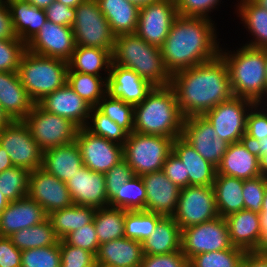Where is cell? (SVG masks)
Wrapping results in <instances>:
<instances>
[{"label":"cell","mask_w":267,"mask_h":267,"mask_svg":"<svg viewBox=\"0 0 267 267\" xmlns=\"http://www.w3.org/2000/svg\"><path fill=\"white\" fill-rule=\"evenodd\" d=\"M146 203V190L141 176L134 175L125 184H122L117 196L109 206L127 211L144 210Z\"/></svg>","instance_id":"60d3db41"},{"label":"cell","mask_w":267,"mask_h":267,"mask_svg":"<svg viewBox=\"0 0 267 267\" xmlns=\"http://www.w3.org/2000/svg\"><path fill=\"white\" fill-rule=\"evenodd\" d=\"M162 218L161 215L144 210H126L124 236L142 243L150 237Z\"/></svg>","instance_id":"ab89813d"},{"label":"cell","mask_w":267,"mask_h":267,"mask_svg":"<svg viewBox=\"0 0 267 267\" xmlns=\"http://www.w3.org/2000/svg\"><path fill=\"white\" fill-rule=\"evenodd\" d=\"M261 211H267V185H266V188H265V195H264V198H263Z\"/></svg>","instance_id":"753ad0ef"},{"label":"cell","mask_w":267,"mask_h":267,"mask_svg":"<svg viewBox=\"0 0 267 267\" xmlns=\"http://www.w3.org/2000/svg\"><path fill=\"white\" fill-rule=\"evenodd\" d=\"M6 4L15 36L27 45L47 20L45 9L38 8L26 0H8Z\"/></svg>","instance_id":"4316f807"},{"label":"cell","mask_w":267,"mask_h":267,"mask_svg":"<svg viewBox=\"0 0 267 267\" xmlns=\"http://www.w3.org/2000/svg\"><path fill=\"white\" fill-rule=\"evenodd\" d=\"M184 267H194L192 264L189 263V261L185 264Z\"/></svg>","instance_id":"2a66077c"},{"label":"cell","mask_w":267,"mask_h":267,"mask_svg":"<svg viewBox=\"0 0 267 267\" xmlns=\"http://www.w3.org/2000/svg\"><path fill=\"white\" fill-rule=\"evenodd\" d=\"M9 238L21 251L57 245L60 241L49 219L38 225L21 229L13 233Z\"/></svg>","instance_id":"8d00e7d4"},{"label":"cell","mask_w":267,"mask_h":267,"mask_svg":"<svg viewBox=\"0 0 267 267\" xmlns=\"http://www.w3.org/2000/svg\"><path fill=\"white\" fill-rule=\"evenodd\" d=\"M243 179L216 174L213 189L218 215L226 217L244 209Z\"/></svg>","instance_id":"d6a6232c"},{"label":"cell","mask_w":267,"mask_h":267,"mask_svg":"<svg viewBox=\"0 0 267 267\" xmlns=\"http://www.w3.org/2000/svg\"><path fill=\"white\" fill-rule=\"evenodd\" d=\"M260 105L257 103L250 109L246 123V134L257 140L267 137V108L264 109L263 103Z\"/></svg>","instance_id":"db71d44e"},{"label":"cell","mask_w":267,"mask_h":267,"mask_svg":"<svg viewBox=\"0 0 267 267\" xmlns=\"http://www.w3.org/2000/svg\"><path fill=\"white\" fill-rule=\"evenodd\" d=\"M0 146L8 153L14 166L29 172L42 168L43 151L23 120H13L0 130Z\"/></svg>","instance_id":"7c38bea8"},{"label":"cell","mask_w":267,"mask_h":267,"mask_svg":"<svg viewBox=\"0 0 267 267\" xmlns=\"http://www.w3.org/2000/svg\"><path fill=\"white\" fill-rule=\"evenodd\" d=\"M17 72L29 97L37 104L67 83L68 62L38 55L26 49Z\"/></svg>","instance_id":"8992f818"},{"label":"cell","mask_w":267,"mask_h":267,"mask_svg":"<svg viewBox=\"0 0 267 267\" xmlns=\"http://www.w3.org/2000/svg\"><path fill=\"white\" fill-rule=\"evenodd\" d=\"M266 185L267 177H263L261 175L256 178L243 181L242 195L244 200V209L256 213L261 212Z\"/></svg>","instance_id":"681fc988"},{"label":"cell","mask_w":267,"mask_h":267,"mask_svg":"<svg viewBox=\"0 0 267 267\" xmlns=\"http://www.w3.org/2000/svg\"><path fill=\"white\" fill-rule=\"evenodd\" d=\"M60 265L59 244L22 251L21 267H60Z\"/></svg>","instance_id":"bcb514c9"},{"label":"cell","mask_w":267,"mask_h":267,"mask_svg":"<svg viewBox=\"0 0 267 267\" xmlns=\"http://www.w3.org/2000/svg\"><path fill=\"white\" fill-rule=\"evenodd\" d=\"M37 104L51 114L70 119L79 128L86 126L92 108L67 83Z\"/></svg>","instance_id":"7402d4cb"},{"label":"cell","mask_w":267,"mask_h":267,"mask_svg":"<svg viewBox=\"0 0 267 267\" xmlns=\"http://www.w3.org/2000/svg\"><path fill=\"white\" fill-rule=\"evenodd\" d=\"M28 197L37 202L47 214L74 204L66 183L43 168L29 173Z\"/></svg>","instance_id":"e0dca14e"},{"label":"cell","mask_w":267,"mask_h":267,"mask_svg":"<svg viewBox=\"0 0 267 267\" xmlns=\"http://www.w3.org/2000/svg\"><path fill=\"white\" fill-rule=\"evenodd\" d=\"M266 98H267V48H266ZM265 106H267V104H265Z\"/></svg>","instance_id":"11e5206c"},{"label":"cell","mask_w":267,"mask_h":267,"mask_svg":"<svg viewBox=\"0 0 267 267\" xmlns=\"http://www.w3.org/2000/svg\"><path fill=\"white\" fill-rule=\"evenodd\" d=\"M59 246L61 252L60 267H97L94 253L71 246L64 240L59 241Z\"/></svg>","instance_id":"c3c4849f"},{"label":"cell","mask_w":267,"mask_h":267,"mask_svg":"<svg viewBox=\"0 0 267 267\" xmlns=\"http://www.w3.org/2000/svg\"><path fill=\"white\" fill-rule=\"evenodd\" d=\"M237 12L245 24L253 40L246 43V46L253 48H267V10L257 5L253 0H241Z\"/></svg>","instance_id":"e575fe53"},{"label":"cell","mask_w":267,"mask_h":267,"mask_svg":"<svg viewBox=\"0 0 267 267\" xmlns=\"http://www.w3.org/2000/svg\"><path fill=\"white\" fill-rule=\"evenodd\" d=\"M112 63L135 71L154 87L171 84V75L165 69L161 49L147 43L136 33L115 37Z\"/></svg>","instance_id":"5b68a950"},{"label":"cell","mask_w":267,"mask_h":267,"mask_svg":"<svg viewBox=\"0 0 267 267\" xmlns=\"http://www.w3.org/2000/svg\"><path fill=\"white\" fill-rule=\"evenodd\" d=\"M66 186L75 205L96 209L109 206L103 173L82 166L66 182Z\"/></svg>","instance_id":"d6986e66"},{"label":"cell","mask_w":267,"mask_h":267,"mask_svg":"<svg viewBox=\"0 0 267 267\" xmlns=\"http://www.w3.org/2000/svg\"><path fill=\"white\" fill-rule=\"evenodd\" d=\"M178 16L175 0H159L141 7L136 34L147 43L161 47Z\"/></svg>","instance_id":"5bb4252c"},{"label":"cell","mask_w":267,"mask_h":267,"mask_svg":"<svg viewBox=\"0 0 267 267\" xmlns=\"http://www.w3.org/2000/svg\"><path fill=\"white\" fill-rule=\"evenodd\" d=\"M142 243L130 238H120L99 245L97 267H140L143 260Z\"/></svg>","instance_id":"cb8c5ba5"},{"label":"cell","mask_w":267,"mask_h":267,"mask_svg":"<svg viewBox=\"0 0 267 267\" xmlns=\"http://www.w3.org/2000/svg\"><path fill=\"white\" fill-rule=\"evenodd\" d=\"M224 217L190 226L181 230V251L188 261L200 253L233 248Z\"/></svg>","instance_id":"30bf717a"},{"label":"cell","mask_w":267,"mask_h":267,"mask_svg":"<svg viewBox=\"0 0 267 267\" xmlns=\"http://www.w3.org/2000/svg\"><path fill=\"white\" fill-rule=\"evenodd\" d=\"M84 128L91 134L103 137L122 146L128 137V133L124 129L119 127L114 121H111L97 107L91 108L88 122Z\"/></svg>","instance_id":"b9f144b4"},{"label":"cell","mask_w":267,"mask_h":267,"mask_svg":"<svg viewBox=\"0 0 267 267\" xmlns=\"http://www.w3.org/2000/svg\"><path fill=\"white\" fill-rule=\"evenodd\" d=\"M63 240L71 246L80 247L95 255L100 245L93 221L69 233Z\"/></svg>","instance_id":"816d5d0a"},{"label":"cell","mask_w":267,"mask_h":267,"mask_svg":"<svg viewBox=\"0 0 267 267\" xmlns=\"http://www.w3.org/2000/svg\"><path fill=\"white\" fill-rule=\"evenodd\" d=\"M67 84L91 107H97L106 95L107 77L67 72Z\"/></svg>","instance_id":"f35d334b"},{"label":"cell","mask_w":267,"mask_h":267,"mask_svg":"<svg viewBox=\"0 0 267 267\" xmlns=\"http://www.w3.org/2000/svg\"><path fill=\"white\" fill-rule=\"evenodd\" d=\"M172 152L184 164L186 169V187L189 185H213L217 168L205 160L181 136L173 140Z\"/></svg>","instance_id":"d4e9b609"},{"label":"cell","mask_w":267,"mask_h":267,"mask_svg":"<svg viewBox=\"0 0 267 267\" xmlns=\"http://www.w3.org/2000/svg\"><path fill=\"white\" fill-rule=\"evenodd\" d=\"M56 1H59L60 3L66 5L68 7L75 8L77 5L82 3L84 0H56Z\"/></svg>","instance_id":"2644e50d"},{"label":"cell","mask_w":267,"mask_h":267,"mask_svg":"<svg viewBox=\"0 0 267 267\" xmlns=\"http://www.w3.org/2000/svg\"><path fill=\"white\" fill-rule=\"evenodd\" d=\"M47 219V212L28 196L11 201L0 213V236L9 237L21 229L38 225Z\"/></svg>","instance_id":"603a6c76"},{"label":"cell","mask_w":267,"mask_h":267,"mask_svg":"<svg viewBox=\"0 0 267 267\" xmlns=\"http://www.w3.org/2000/svg\"><path fill=\"white\" fill-rule=\"evenodd\" d=\"M243 267H267V254L246 251L243 259Z\"/></svg>","instance_id":"6125c7cd"},{"label":"cell","mask_w":267,"mask_h":267,"mask_svg":"<svg viewBox=\"0 0 267 267\" xmlns=\"http://www.w3.org/2000/svg\"><path fill=\"white\" fill-rule=\"evenodd\" d=\"M146 190L145 211L172 217L178 203L180 188L161 171L141 176Z\"/></svg>","instance_id":"ffe728a7"},{"label":"cell","mask_w":267,"mask_h":267,"mask_svg":"<svg viewBox=\"0 0 267 267\" xmlns=\"http://www.w3.org/2000/svg\"><path fill=\"white\" fill-rule=\"evenodd\" d=\"M26 1L30 2L32 5L38 8L46 9L55 0H26Z\"/></svg>","instance_id":"a7ac6f4b"},{"label":"cell","mask_w":267,"mask_h":267,"mask_svg":"<svg viewBox=\"0 0 267 267\" xmlns=\"http://www.w3.org/2000/svg\"><path fill=\"white\" fill-rule=\"evenodd\" d=\"M125 214L126 210L111 206L96 209L93 222L99 244L125 237Z\"/></svg>","instance_id":"74e56055"},{"label":"cell","mask_w":267,"mask_h":267,"mask_svg":"<svg viewBox=\"0 0 267 267\" xmlns=\"http://www.w3.org/2000/svg\"><path fill=\"white\" fill-rule=\"evenodd\" d=\"M187 262L180 250L169 254L144 255L140 267H184Z\"/></svg>","instance_id":"11a10c76"},{"label":"cell","mask_w":267,"mask_h":267,"mask_svg":"<svg viewBox=\"0 0 267 267\" xmlns=\"http://www.w3.org/2000/svg\"><path fill=\"white\" fill-rule=\"evenodd\" d=\"M111 64L112 51L97 47L76 46L68 61V72L102 76L101 72L105 70L108 76Z\"/></svg>","instance_id":"836d02e7"},{"label":"cell","mask_w":267,"mask_h":267,"mask_svg":"<svg viewBox=\"0 0 267 267\" xmlns=\"http://www.w3.org/2000/svg\"><path fill=\"white\" fill-rule=\"evenodd\" d=\"M75 10V21L72 25L75 45L113 51L116 36L112 33L97 0H84Z\"/></svg>","instance_id":"ba28073f"},{"label":"cell","mask_w":267,"mask_h":267,"mask_svg":"<svg viewBox=\"0 0 267 267\" xmlns=\"http://www.w3.org/2000/svg\"><path fill=\"white\" fill-rule=\"evenodd\" d=\"M181 137L216 168L229 145L217 135L216 130L204 116L185 118Z\"/></svg>","instance_id":"9a60e30c"},{"label":"cell","mask_w":267,"mask_h":267,"mask_svg":"<svg viewBox=\"0 0 267 267\" xmlns=\"http://www.w3.org/2000/svg\"><path fill=\"white\" fill-rule=\"evenodd\" d=\"M173 139L141 134L133 131L128 134L123 145V158L132 168L134 175L161 171L167 156L172 152Z\"/></svg>","instance_id":"52a82bcc"},{"label":"cell","mask_w":267,"mask_h":267,"mask_svg":"<svg viewBox=\"0 0 267 267\" xmlns=\"http://www.w3.org/2000/svg\"><path fill=\"white\" fill-rule=\"evenodd\" d=\"M245 250L233 247L221 251L200 253L193 256L189 263L194 267H243Z\"/></svg>","instance_id":"f6af8a7d"},{"label":"cell","mask_w":267,"mask_h":267,"mask_svg":"<svg viewBox=\"0 0 267 267\" xmlns=\"http://www.w3.org/2000/svg\"><path fill=\"white\" fill-rule=\"evenodd\" d=\"M133 176V170L124 158L104 174L109 203L117 196L121 185Z\"/></svg>","instance_id":"f907efd6"},{"label":"cell","mask_w":267,"mask_h":267,"mask_svg":"<svg viewBox=\"0 0 267 267\" xmlns=\"http://www.w3.org/2000/svg\"><path fill=\"white\" fill-rule=\"evenodd\" d=\"M211 19L178 15L160 47L165 69L174 74L205 63L220 54V43ZM217 39V40H216Z\"/></svg>","instance_id":"7a4b0ae2"},{"label":"cell","mask_w":267,"mask_h":267,"mask_svg":"<svg viewBox=\"0 0 267 267\" xmlns=\"http://www.w3.org/2000/svg\"><path fill=\"white\" fill-rule=\"evenodd\" d=\"M34 104L17 71H0V105L12 120H24Z\"/></svg>","instance_id":"484cf974"},{"label":"cell","mask_w":267,"mask_h":267,"mask_svg":"<svg viewBox=\"0 0 267 267\" xmlns=\"http://www.w3.org/2000/svg\"><path fill=\"white\" fill-rule=\"evenodd\" d=\"M184 119L173 88L170 85L153 87L145 99L134 106L133 131L175 140L182 134Z\"/></svg>","instance_id":"3957f363"},{"label":"cell","mask_w":267,"mask_h":267,"mask_svg":"<svg viewBox=\"0 0 267 267\" xmlns=\"http://www.w3.org/2000/svg\"><path fill=\"white\" fill-rule=\"evenodd\" d=\"M162 171L180 189L186 187V169L183 162L173 152L167 156Z\"/></svg>","instance_id":"6f0895ef"},{"label":"cell","mask_w":267,"mask_h":267,"mask_svg":"<svg viewBox=\"0 0 267 267\" xmlns=\"http://www.w3.org/2000/svg\"><path fill=\"white\" fill-rule=\"evenodd\" d=\"M42 151L75 142L79 127L70 119L51 114L34 104L23 120Z\"/></svg>","instance_id":"9c48e42d"},{"label":"cell","mask_w":267,"mask_h":267,"mask_svg":"<svg viewBox=\"0 0 267 267\" xmlns=\"http://www.w3.org/2000/svg\"><path fill=\"white\" fill-rule=\"evenodd\" d=\"M13 120L10 116L5 112V110L0 105V130L5 126H8Z\"/></svg>","instance_id":"03108f58"},{"label":"cell","mask_w":267,"mask_h":267,"mask_svg":"<svg viewBox=\"0 0 267 267\" xmlns=\"http://www.w3.org/2000/svg\"><path fill=\"white\" fill-rule=\"evenodd\" d=\"M13 166L8 153L0 146V173Z\"/></svg>","instance_id":"e7e4bbea"},{"label":"cell","mask_w":267,"mask_h":267,"mask_svg":"<svg viewBox=\"0 0 267 267\" xmlns=\"http://www.w3.org/2000/svg\"><path fill=\"white\" fill-rule=\"evenodd\" d=\"M97 108L128 134L134 130V106L118 98L105 95Z\"/></svg>","instance_id":"7bdbcfd3"},{"label":"cell","mask_w":267,"mask_h":267,"mask_svg":"<svg viewBox=\"0 0 267 267\" xmlns=\"http://www.w3.org/2000/svg\"><path fill=\"white\" fill-rule=\"evenodd\" d=\"M253 101L233 97L210 109L203 116L216 130L217 135L228 142H240L246 133L247 116L250 109L255 105Z\"/></svg>","instance_id":"4fadbf2b"},{"label":"cell","mask_w":267,"mask_h":267,"mask_svg":"<svg viewBox=\"0 0 267 267\" xmlns=\"http://www.w3.org/2000/svg\"><path fill=\"white\" fill-rule=\"evenodd\" d=\"M83 165L92 171L105 174L123 159V146L96 136L84 127L79 128L75 139Z\"/></svg>","instance_id":"2e32d148"},{"label":"cell","mask_w":267,"mask_h":267,"mask_svg":"<svg viewBox=\"0 0 267 267\" xmlns=\"http://www.w3.org/2000/svg\"><path fill=\"white\" fill-rule=\"evenodd\" d=\"M217 174L243 180L259 177V158L251 154L241 142L231 143L217 167Z\"/></svg>","instance_id":"f546056e"},{"label":"cell","mask_w":267,"mask_h":267,"mask_svg":"<svg viewBox=\"0 0 267 267\" xmlns=\"http://www.w3.org/2000/svg\"><path fill=\"white\" fill-rule=\"evenodd\" d=\"M9 202L0 190V213L8 206Z\"/></svg>","instance_id":"8c879c8a"},{"label":"cell","mask_w":267,"mask_h":267,"mask_svg":"<svg viewBox=\"0 0 267 267\" xmlns=\"http://www.w3.org/2000/svg\"><path fill=\"white\" fill-rule=\"evenodd\" d=\"M240 142L251 154L258 158L267 154V137L257 140L245 133Z\"/></svg>","instance_id":"91938a15"},{"label":"cell","mask_w":267,"mask_h":267,"mask_svg":"<svg viewBox=\"0 0 267 267\" xmlns=\"http://www.w3.org/2000/svg\"><path fill=\"white\" fill-rule=\"evenodd\" d=\"M170 86L185 118L203 116L234 97L227 63L220 54L210 61L175 72L171 75Z\"/></svg>","instance_id":"6da1fadb"},{"label":"cell","mask_w":267,"mask_h":267,"mask_svg":"<svg viewBox=\"0 0 267 267\" xmlns=\"http://www.w3.org/2000/svg\"><path fill=\"white\" fill-rule=\"evenodd\" d=\"M225 220L232 245L245 251H254L261 235L259 213L242 209L226 216Z\"/></svg>","instance_id":"83f0119b"},{"label":"cell","mask_w":267,"mask_h":267,"mask_svg":"<svg viewBox=\"0 0 267 267\" xmlns=\"http://www.w3.org/2000/svg\"><path fill=\"white\" fill-rule=\"evenodd\" d=\"M73 28L46 20L38 33L26 45L32 53L68 62L75 50Z\"/></svg>","instance_id":"ac0fdd59"},{"label":"cell","mask_w":267,"mask_h":267,"mask_svg":"<svg viewBox=\"0 0 267 267\" xmlns=\"http://www.w3.org/2000/svg\"><path fill=\"white\" fill-rule=\"evenodd\" d=\"M257 5L267 10V0H253Z\"/></svg>","instance_id":"34e18365"},{"label":"cell","mask_w":267,"mask_h":267,"mask_svg":"<svg viewBox=\"0 0 267 267\" xmlns=\"http://www.w3.org/2000/svg\"><path fill=\"white\" fill-rule=\"evenodd\" d=\"M144 255L169 254L181 250V229L172 217H163L149 238L142 242Z\"/></svg>","instance_id":"1f68e13d"},{"label":"cell","mask_w":267,"mask_h":267,"mask_svg":"<svg viewBox=\"0 0 267 267\" xmlns=\"http://www.w3.org/2000/svg\"><path fill=\"white\" fill-rule=\"evenodd\" d=\"M259 170L261 176L267 177V154L259 157Z\"/></svg>","instance_id":"003e7915"},{"label":"cell","mask_w":267,"mask_h":267,"mask_svg":"<svg viewBox=\"0 0 267 267\" xmlns=\"http://www.w3.org/2000/svg\"><path fill=\"white\" fill-rule=\"evenodd\" d=\"M46 17L48 21L62 26H70L74 24L76 10L68 7L59 1H53L46 9Z\"/></svg>","instance_id":"9f6ffc18"},{"label":"cell","mask_w":267,"mask_h":267,"mask_svg":"<svg viewBox=\"0 0 267 267\" xmlns=\"http://www.w3.org/2000/svg\"><path fill=\"white\" fill-rule=\"evenodd\" d=\"M218 216L212 185H189L180 190L177 207L172 218L181 230Z\"/></svg>","instance_id":"8fae6325"},{"label":"cell","mask_w":267,"mask_h":267,"mask_svg":"<svg viewBox=\"0 0 267 267\" xmlns=\"http://www.w3.org/2000/svg\"><path fill=\"white\" fill-rule=\"evenodd\" d=\"M127 1L141 8L144 7L145 5H149L159 0H127Z\"/></svg>","instance_id":"89a4df30"},{"label":"cell","mask_w":267,"mask_h":267,"mask_svg":"<svg viewBox=\"0 0 267 267\" xmlns=\"http://www.w3.org/2000/svg\"><path fill=\"white\" fill-rule=\"evenodd\" d=\"M177 14L184 17H203L211 19L209 13L217 8L220 0H175Z\"/></svg>","instance_id":"f5cc1de1"},{"label":"cell","mask_w":267,"mask_h":267,"mask_svg":"<svg viewBox=\"0 0 267 267\" xmlns=\"http://www.w3.org/2000/svg\"><path fill=\"white\" fill-rule=\"evenodd\" d=\"M25 50L26 45L18 37L0 39V71H17Z\"/></svg>","instance_id":"7dc6e473"},{"label":"cell","mask_w":267,"mask_h":267,"mask_svg":"<svg viewBox=\"0 0 267 267\" xmlns=\"http://www.w3.org/2000/svg\"><path fill=\"white\" fill-rule=\"evenodd\" d=\"M29 173L17 166L0 173V190L10 202L28 196Z\"/></svg>","instance_id":"ee69618b"},{"label":"cell","mask_w":267,"mask_h":267,"mask_svg":"<svg viewBox=\"0 0 267 267\" xmlns=\"http://www.w3.org/2000/svg\"><path fill=\"white\" fill-rule=\"evenodd\" d=\"M233 52L220 48V55L227 63L234 96L262 104L263 100H267L266 49L243 44Z\"/></svg>","instance_id":"277c9868"},{"label":"cell","mask_w":267,"mask_h":267,"mask_svg":"<svg viewBox=\"0 0 267 267\" xmlns=\"http://www.w3.org/2000/svg\"><path fill=\"white\" fill-rule=\"evenodd\" d=\"M259 215H260L261 235L254 252L267 254V211H261Z\"/></svg>","instance_id":"be15d7a7"},{"label":"cell","mask_w":267,"mask_h":267,"mask_svg":"<svg viewBox=\"0 0 267 267\" xmlns=\"http://www.w3.org/2000/svg\"><path fill=\"white\" fill-rule=\"evenodd\" d=\"M115 36L135 33L140 8L127 0H97Z\"/></svg>","instance_id":"4dcf8cb0"},{"label":"cell","mask_w":267,"mask_h":267,"mask_svg":"<svg viewBox=\"0 0 267 267\" xmlns=\"http://www.w3.org/2000/svg\"><path fill=\"white\" fill-rule=\"evenodd\" d=\"M96 208L73 204L70 207L56 210L48 214L52 227L60 240L69 233L91 223L94 219Z\"/></svg>","instance_id":"d590c367"},{"label":"cell","mask_w":267,"mask_h":267,"mask_svg":"<svg viewBox=\"0 0 267 267\" xmlns=\"http://www.w3.org/2000/svg\"><path fill=\"white\" fill-rule=\"evenodd\" d=\"M153 87L135 71L111 64L106 88V94L110 97L121 99L125 103L135 106L145 99Z\"/></svg>","instance_id":"44dd1931"},{"label":"cell","mask_w":267,"mask_h":267,"mask_svg":"<svg viewBox=\"0 0 267 267\" xmlns=\"http://www.w3.org/2000/svg\"><path fill=\"white\" fill-rule=\"evenodd\" d=\"M21 255L9 237L0 236V267H21Z\"/></svg>","instance_id":"680465c9"},{"label":"cell","mask_w":267,"mask_h":267,"mask_svg":"<svg viewBox=\"0 0 267 267\" xmlns=\"http://www.w3.org/2000/svg\"><path fill=\"white\" fill-rule=\"evenodd\" d=\"M15 37L9 7L6 3H3L0 6V39H11Z\"/></svg>","instance_id":"94428289"},{"label":"cell","mask_w":267,"mask_h":267,"mask_svg":"<svg viewBox=\"0 0 267 267\" xmlns=\"http://www.w3.org/2000/svg\"><path fill=\"white\" fill-rule=\"evenodd\" d=\"M83 166L76 142L43 151L42 168L63 182H67Z\"/></svg>","instance_id":"f1b7e54d"}]
</instances>
